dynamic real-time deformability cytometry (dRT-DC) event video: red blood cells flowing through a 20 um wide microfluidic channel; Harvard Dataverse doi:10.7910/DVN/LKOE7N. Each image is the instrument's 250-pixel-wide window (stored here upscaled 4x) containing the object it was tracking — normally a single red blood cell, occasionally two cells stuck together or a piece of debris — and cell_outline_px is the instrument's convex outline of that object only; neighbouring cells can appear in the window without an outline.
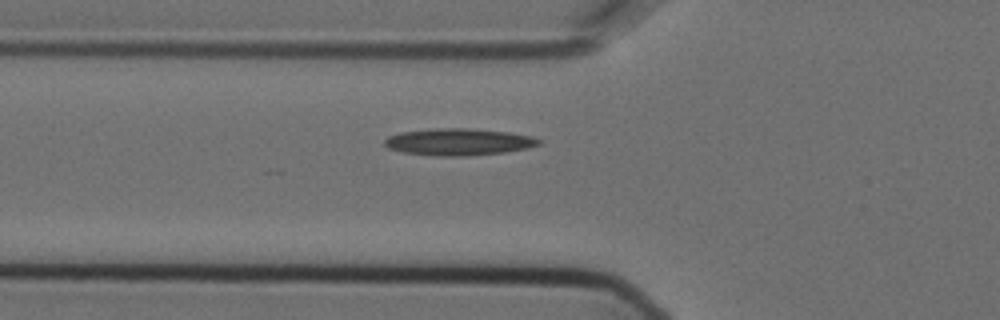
{"species": "Egyptian fruit bat (a non-hibernating species)", "species_latin": "Rousettus aegyptiacus", "temperature_condition": "cold", "stored_images_in_passage": 5, "camera_frame_rate_fps": 3000, "um_per_image_px": 0.085, "animal": {"sex": "female"}, "frame": {"image": 1, "passage_image": 5, "time_ms": 1.333, "image_size_px": [1000, 320], "cell_outline_px": [[544, 140], [540, 144], [528, 148], [504, 152], [460, 156], [436, 156], [404, 152], [388, 148], [384, 144], [384, 140], [388, 136], [400, 132], [440, 128], [464, 128], [508, 132], [532, 136]], "centroid_in_image_um": [39.0, 12.06], "position_along_channel_um": 86.8, "area_um2": 24.04}}